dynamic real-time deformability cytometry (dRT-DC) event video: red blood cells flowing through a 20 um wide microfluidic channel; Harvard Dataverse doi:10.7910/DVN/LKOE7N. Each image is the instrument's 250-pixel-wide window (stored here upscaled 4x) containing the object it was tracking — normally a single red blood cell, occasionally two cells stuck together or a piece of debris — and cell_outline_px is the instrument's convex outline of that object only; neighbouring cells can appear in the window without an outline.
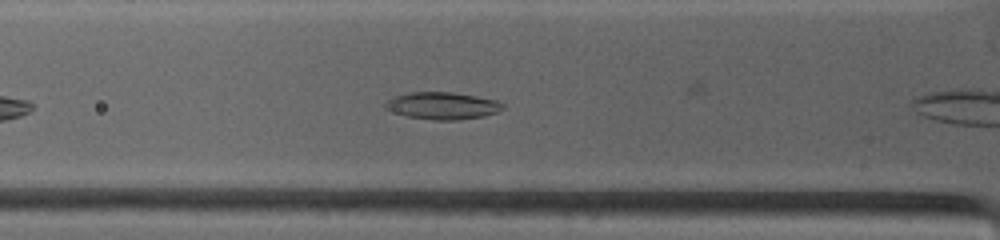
{"species": "common noctule bat (a hibernating species)", "species_latin": "Nyctalus noctula", "temperature_condition": "warm", "stored_images_in_passage": 64, "camera_frame_rate_fps": 4500, "um_per_image_px": 0.085, "animal": {"sex": "female", "body_mass_g": 19.0, "forearm_length_mm": 53.3}, "frame": {"image": 1, "passage_image": 8, "time_ms": 0.889, "image_size_px": [1000, 240], "cell_outline_px": [[504, 108], [496, 112], [484, 116], [456, 120], [432, 120], [408, 116], [384, 108], [384, 104], [388, 100], [396, 96], [408, 92], [452, 92], [476, 96], [496, 100], [504, 104]], "centroid_in_image_um": [37.62, 8.98], "position_along_channel_um": 88.2, "area_um2": 18.44}}
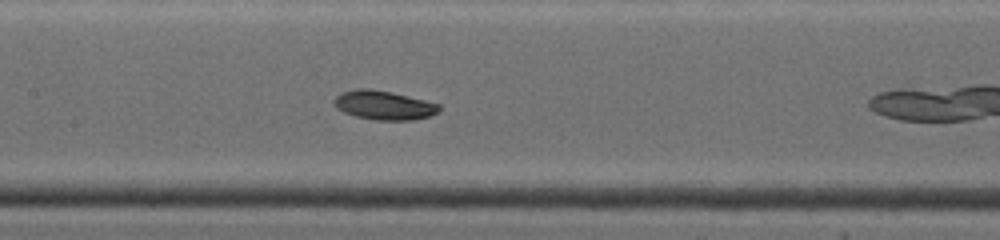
{"frame": {"image": 2, "passage_image": 27, "time_ms": 3.111, "image_size_px": [1000, 240], "cell_outline_px": [[440, 108], [436, 112], [428, 116], [412, 120], [376, 120], [356, 116], [344, 112], [336, 108], [332, 104], [332, 100], [340, 92], [356, 88], [368, 88], [392, 92], [440, 104]], "centroid_in_image_um": [32.56, 8.93], "position_along_channel_um": 174.8, "area_um2": 17.8}}
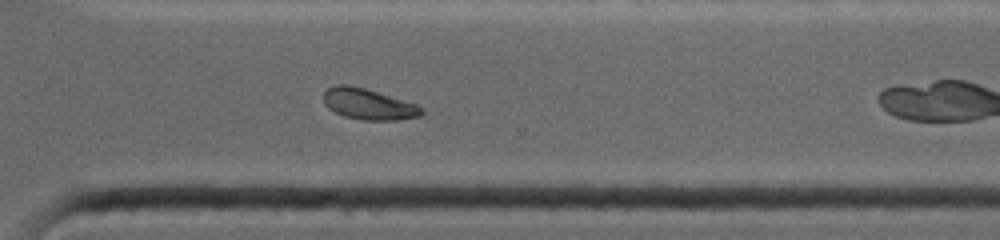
{"frame": {"image": 3, "passage_image": 62, "time_ms": 7.333, "image_size_px": [1000, 240], "cell_outline_px": [[424, 112], [420, 116], [396, 120], [364, 120], [344, 116], [328, 108], [324, 104], [324, 92], [328, 88], [336, 84], [348, 84], [364, 88], [416, 104]], "centroid_in_image_um": [31.28, 8.85], "position_along_channel_um": 339.3, "area_um2": 17.46}}